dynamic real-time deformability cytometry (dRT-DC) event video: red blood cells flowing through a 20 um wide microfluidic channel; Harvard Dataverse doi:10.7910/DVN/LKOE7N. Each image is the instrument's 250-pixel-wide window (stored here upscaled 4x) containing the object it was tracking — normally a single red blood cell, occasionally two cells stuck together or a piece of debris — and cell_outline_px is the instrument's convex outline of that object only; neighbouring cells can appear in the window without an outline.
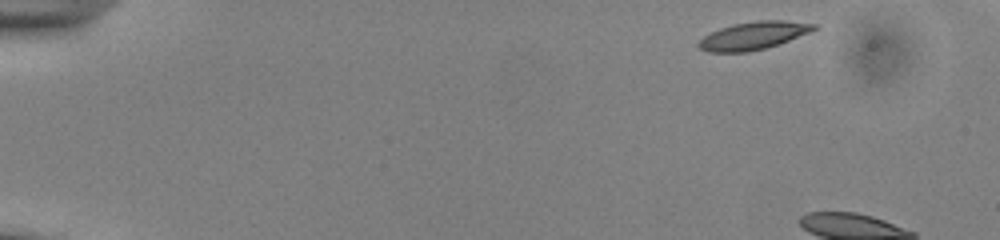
{"species": "common noctule bat (a hibernating species)", "species_latin": "Nyctalus noctula", "temperature_condition": "cold", "stored_images_in_passage": 6, "camera_frame_rate_fps": 3000, "um_per_image_px": 0.085, "animal": {"sex": "male", "body_mass_g": 13.0, "forearm_length_mm": 53.1}, "frame": {"image": 1, "passage_image": 1, "time_ms": 0.0, "image_size_px": [1000, 240], "cell_outline_px": [[820, 28], [788, 40], [764, 48], [748, 52], [708, 52], [700, 48], [696, 44], [704, 36], [720, 28], [732, 24], [756, 20], [784, 20], [816, 24]], "centroid_in_image_um": [64.03, 3.01], "position_along_channel_um": 21.0, "area_um2": 18.55}}